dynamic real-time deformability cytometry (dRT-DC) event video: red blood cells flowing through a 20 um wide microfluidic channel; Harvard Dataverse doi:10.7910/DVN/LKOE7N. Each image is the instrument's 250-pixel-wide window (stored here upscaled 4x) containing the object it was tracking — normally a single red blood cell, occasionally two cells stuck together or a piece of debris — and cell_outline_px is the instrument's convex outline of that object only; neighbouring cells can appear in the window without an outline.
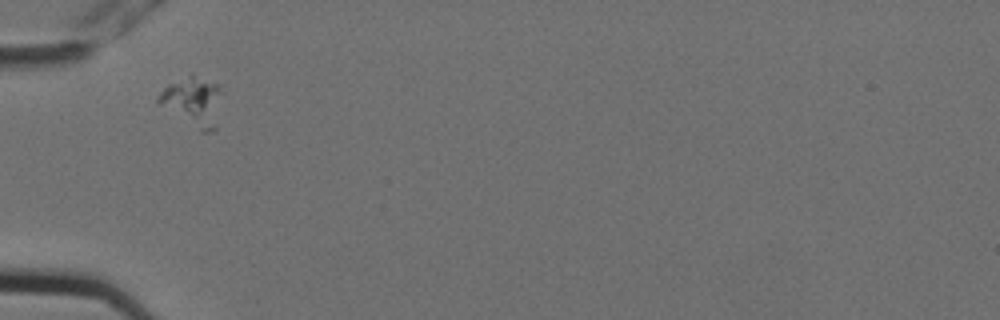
{"species": "Egyptian fruit bat (a non-hibernating species)", "species_latin": "Rousettus aegyptiacus", "temperature_condition": "cold", "stored_images_in_passage": 9, "camera_frame_rate_fps": 3000, "um_per_image_px": 0.085, "animal": {"sex": "female"}, "frame": {"image": 1, "passage_image": 1, "time_ms": 0.0, "image_size_px": [1000, 320], "cell_outline_px": [[220, 92], [216, 128], [212, 132], [200, 132], [156, 104], [156, 100], [160, 92], [168, 84], [192, 72], [220, 84]], "centroid_in_image_um": [16.36, 8.61], "position_along_channel_um": 68.6, "area_um2": 18.73}}
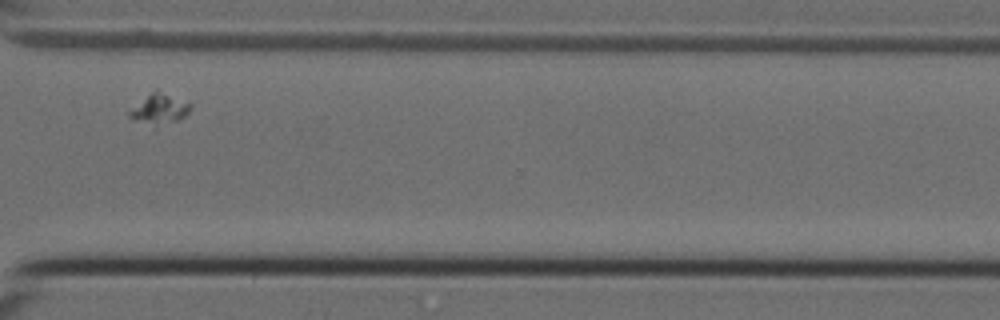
{"frame": {"image": 2, "passage_image": 8, "time_ms": 2.333, "image_size_px": [1000, 320], "cell_outline_px": [[192, 108], [180, 120], [156, 132], [132, 120], [128, 116], [128, 112], [156, 88], [192, 104]], "centroid_in_image_um": [13.54, 9.39], "position_along_channel_um": 357.1, "area_um2": 11.79}}